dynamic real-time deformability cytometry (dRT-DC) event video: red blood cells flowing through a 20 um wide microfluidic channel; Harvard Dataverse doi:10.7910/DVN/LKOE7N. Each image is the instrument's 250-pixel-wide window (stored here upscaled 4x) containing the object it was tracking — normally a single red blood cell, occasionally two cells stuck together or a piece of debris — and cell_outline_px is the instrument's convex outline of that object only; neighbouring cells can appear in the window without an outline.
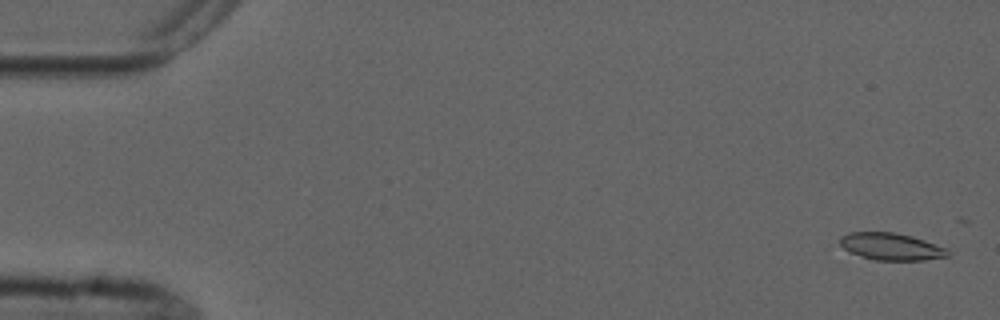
{"species": "common noctule bat (a hibernating species)", "species_latin": "Nyctalus noctula", "temperature_condition": "cold", "stored_images_in_passage": 6, "camera_frame_rate_fps": 3000, "um_per_image_px": 0.085, "animal": {"sex": "male", "forearm_length_mm": 52.5}, "frame": {"image": 1, "passage_image": 1, "time_ms": 0.0, "image_size_px": [1000, 320], "cell_outline_px": [[948, 256], [924, 260], [876, 260], [860, 256], [848, 252], [840, 244], [840, 236], [848, 232], [892, 232], [912, 236], [948, 248]], "centroid_in_image_um": [75.72, 20.95], "position_along_channel_um": 9.3, "area_um2": 17.05}}